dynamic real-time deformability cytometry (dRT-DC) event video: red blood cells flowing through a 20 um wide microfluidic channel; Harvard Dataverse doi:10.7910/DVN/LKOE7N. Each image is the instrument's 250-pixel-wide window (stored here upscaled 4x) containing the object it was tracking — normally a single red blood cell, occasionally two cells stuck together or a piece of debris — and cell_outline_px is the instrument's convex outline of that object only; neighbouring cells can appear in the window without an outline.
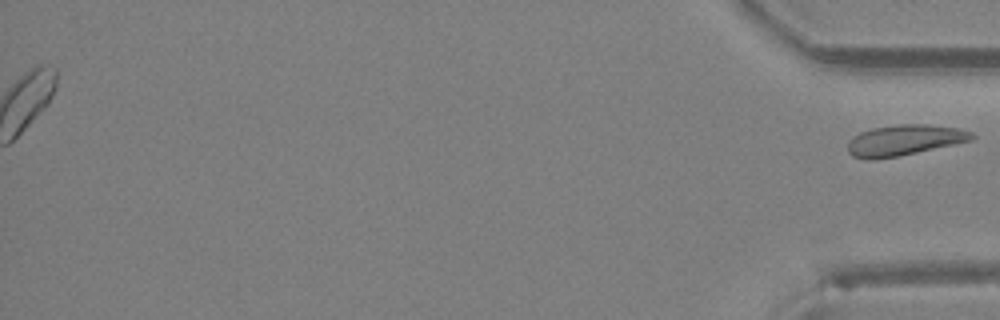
{"species": "Egyptian fruit bat (a non-hibernating species)", "species_latin": "Rousettus aegyptiacus", "temperature_condition": "room temperature", "stored_images_in_passage": 30, "segment_of_instrument_passage": [2, 2], "camera_frame_rate_fps": 3000, "um_per_image_px": 0.085, "animal": {"sex": "female"}, "frame": {"image": 1, "passage_image": 30, "time_ms": 9.667, "image_size_px": [1000, 320], "cell_outline_px": [[976, 136], [972, 140], [916, 152], [896, 156], [872, 160], [868, 160], [852, 156], [848, 152], [848, 140], [860, 132], [872, 128], [896, 124], [924, 124], [960, 128], [972, 132]], "centroid_in_image_um": [76.84, 11.9], "position_along_channel_um": 358.4, "area_um2": 22.14}}